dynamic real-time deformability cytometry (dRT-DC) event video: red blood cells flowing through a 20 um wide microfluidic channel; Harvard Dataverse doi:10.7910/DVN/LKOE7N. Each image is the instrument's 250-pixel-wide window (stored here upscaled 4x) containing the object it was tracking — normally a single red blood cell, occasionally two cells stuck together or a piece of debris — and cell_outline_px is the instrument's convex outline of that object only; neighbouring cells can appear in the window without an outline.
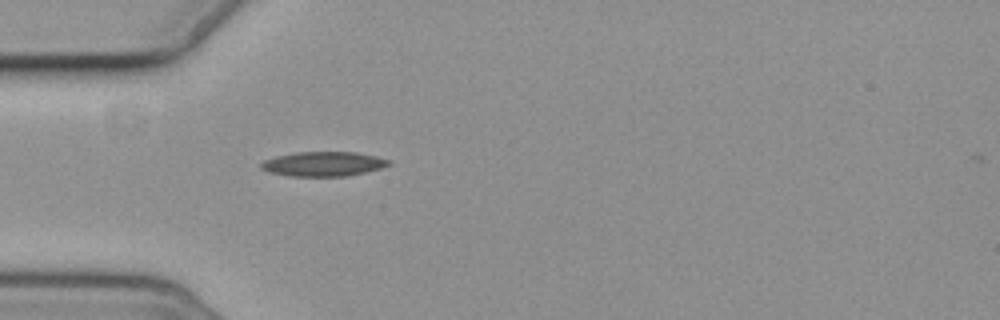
{"species": "common noctule bat (a hibernating species)", "species_latin": "Nyctalus noctula", "temperature_condition": "cold", "stored_images_in_passage": 3, "camera_frame_rate_fps": 3000, "um_per_image_px": 0.085, "animal": {"sex": "female", "body_mass_g": 19.3, "forearm_length_mm": 54.1}, "frame": {"image": 1, "passage_image": 3, "time_ms": 2.333, "image_size_px": [1000, 320], "cell_outline_px": [[392, 164], [380, 168], [348, 176], [288, 176], [268, 172], [260, 168], [260, 164], [264, 160], [276, 156], [296, 152], [356, 152], [376, 156], [392, 160]], "centroid_in_image_um": [27.48, 13.93], "position_along_channel_um": 57.5, "area_um2": 18.38}}